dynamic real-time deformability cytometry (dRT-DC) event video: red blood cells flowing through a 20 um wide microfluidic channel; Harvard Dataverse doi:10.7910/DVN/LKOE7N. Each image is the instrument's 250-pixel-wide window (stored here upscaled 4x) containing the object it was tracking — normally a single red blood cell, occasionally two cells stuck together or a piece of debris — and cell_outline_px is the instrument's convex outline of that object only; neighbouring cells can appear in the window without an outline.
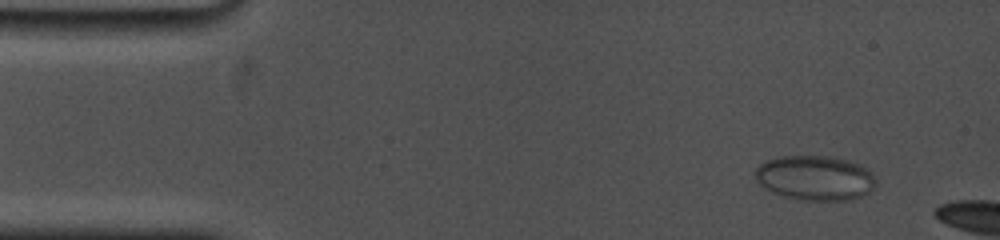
{"species": "common noctule bat (a hibernating species)", "species_latin": "Nyctalus noctula", "temperature_condition": "cold", "stored_images_in_passage": 8, "camera_frame_rate_fps": 5000, "um_per_image_px": 0.085, "animal": {"sex": "female", "body_mass_g": 19.0, "forearm_length_mm": 53.3}, "frame": {"image": 1, "passage_image": 4, "time_ms": 1.2, "image_size_px": [1000, 240], "cell_outline_px": [[876, 184], [868, 192], [860, 196], [848, 200], [800, 200], [784, 196], [772, 192], [760, 184], [756, 180], [756, 168], [764, 160], [776, 156], [824, 156], [848, 160], [860, 164], [868, 168], [876, 176]], "centroid_in_image_um": [69.29, 15.11], "position_along_channel_um": 15.7, "area_um2": 31.62}}